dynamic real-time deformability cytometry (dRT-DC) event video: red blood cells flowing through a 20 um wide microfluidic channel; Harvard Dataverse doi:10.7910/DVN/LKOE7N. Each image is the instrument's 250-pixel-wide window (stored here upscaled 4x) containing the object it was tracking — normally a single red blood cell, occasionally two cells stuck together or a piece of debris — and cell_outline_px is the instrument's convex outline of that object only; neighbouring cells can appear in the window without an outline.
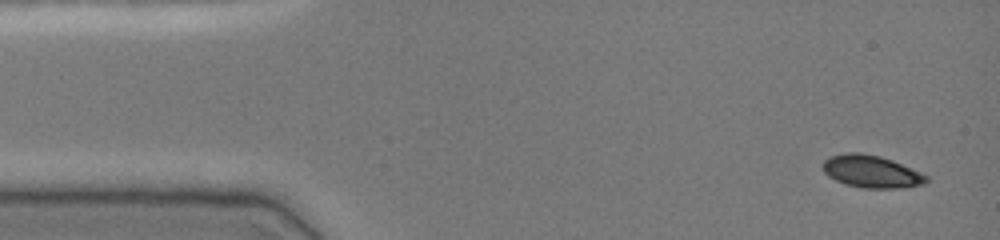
{"species": "common noctule bat (a hibernating species)", "species_latin": "Nyctalus noctula", "temperature_condition": "cold", "stored_images_in_passage": 6, "camera_frame_rate_fps": 3000, "um_per_image_px": 0.085, "animal": {"sex": "female", "body_mass_g": 19.0, "forearm_length_mm": 51.5}, "frame": {"image": 1, "passage_image": 1, "time_ms": 0.0, "image_size_px": [1000, 240], "cell_outline_px": [[928, 180], [924, 184], [900, 188], [860, 188], [844, 184], [828, 176], [824, 172], [824, 160], [832, 156], [844, 152], [860, 152], [880, 156], [892, 160], [920, 172], [928, 176]], "centroid_in_image_um": [74.07, 14.58], "position_along_channel_um": 10.9, "area_um2": 19.54}}